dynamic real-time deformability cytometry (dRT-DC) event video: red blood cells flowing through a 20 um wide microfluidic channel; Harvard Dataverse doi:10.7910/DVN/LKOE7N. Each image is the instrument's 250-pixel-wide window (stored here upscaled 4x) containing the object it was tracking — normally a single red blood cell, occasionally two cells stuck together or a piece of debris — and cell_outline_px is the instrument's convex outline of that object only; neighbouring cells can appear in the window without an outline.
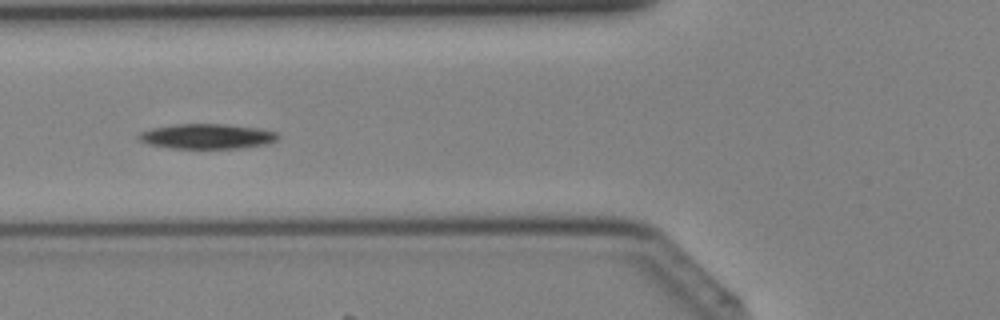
{"species": "Egyptian fruit bat (a non-hibernating species)", "species_latin": "Rousettus aegyptiacus", "temperature_condition": "cold", "stored_images_in_passage": 32, "camera_frame_rate_fps": 3000, "um_per_image_px": 0.085, "animal": {"sex": "female"}, "frame": {"image": 1, "passage_image": 11, "time_ms": 3.333, "image_size_px": [1000, 320], "cell_outline_px": [[280, 136], [276, 140], [268, 144], [240, 148], [168, 148], [148, 144], [140, 140], [136, 136], [140, 132], [152, 128], [172, 124], [228, 124], [260, 128], [276, 132]], "centroid_in_image_um": [17.6, 11.58], "position_along_channel_um": 108.2, "area_um2": 20.46}}
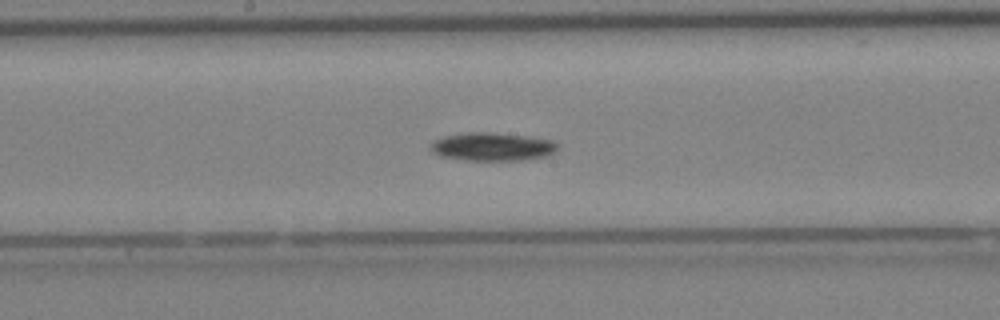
{"frame": {"image": 2, "passage_image": 17, "time_ms": 5.333, "image_size_px": [1000, 320], "cell_outline_px": [[556, 148], [552, 152], [544, 156], [520, 160], [468, 160], [440, 156], [432, 152], [428, 148], [428, 144], [432, 140], [444, 136], [468, 132], [488, 132], [532, 136], [552, 140], [556, 144]], "centroid_in_image_um": [41.75, 12.45], "position_along_channel_um": 206.4, "area_um2": 20.92}}
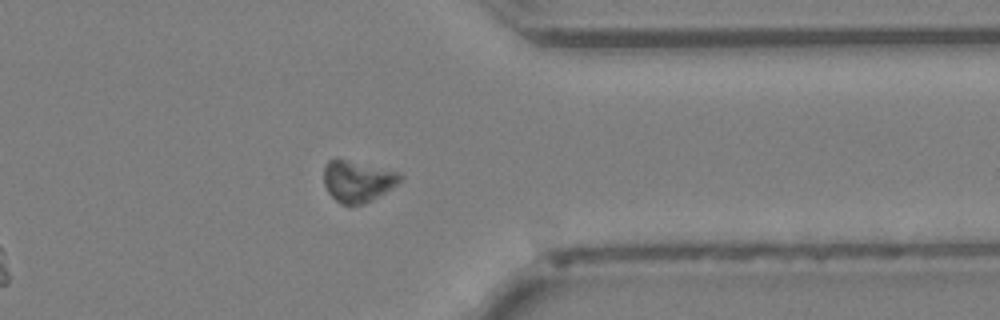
{"frame": {"image": 3, "passage_image": 28, "time_ms": 9.0, "image_size_px": [1000, 320], "cell_outline_px": [[404, 176], [396, 184], [372, 200], [364, 204], [340, 204], [328, 192], [324, 184], [324, 164], [328, 160], [344, 160], [400, 172]], "centroid_in_image_um": [30.38, 15.41], "position_along_channel_um": 381.0, "area_um2": 17.98}}